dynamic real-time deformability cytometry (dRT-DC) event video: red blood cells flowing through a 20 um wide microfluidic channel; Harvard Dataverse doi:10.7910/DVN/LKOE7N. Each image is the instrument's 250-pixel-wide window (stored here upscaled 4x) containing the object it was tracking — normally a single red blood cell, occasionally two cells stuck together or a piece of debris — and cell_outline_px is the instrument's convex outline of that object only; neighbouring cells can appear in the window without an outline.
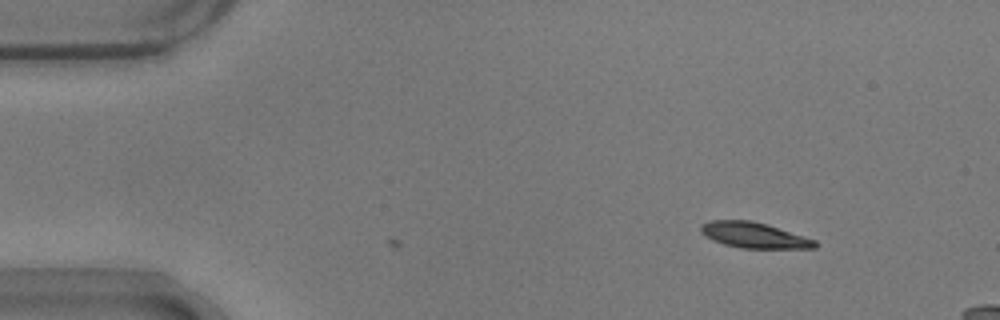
{"species": "common noctule bat (a hibernating species)", "species_latin": "Nyctalus noctula", "temperature_condition": "warm", "stored_images_in_passage": 2, "camera_frame_rate_fps": 3000, "um_per_image_px": 0.085, "animal": {"sex": "male", "body_mass_g": 17.9}, "frame": {"image": 1, "passage_image": 2, "time_ms": 0.333, "image_size_px": [1000, 320], "cell_outline_px": [[816, 248], [740, 248], [724, 244], [712, 240], [704, 236], [700, 232], [700, 224], [712, 220], [752, 220], [768, 224], [816, 240]], "centroid_in_image_um": [64.05, 19.98], "position_along_channel_um": 20.9, "area_um2": 17.17}}